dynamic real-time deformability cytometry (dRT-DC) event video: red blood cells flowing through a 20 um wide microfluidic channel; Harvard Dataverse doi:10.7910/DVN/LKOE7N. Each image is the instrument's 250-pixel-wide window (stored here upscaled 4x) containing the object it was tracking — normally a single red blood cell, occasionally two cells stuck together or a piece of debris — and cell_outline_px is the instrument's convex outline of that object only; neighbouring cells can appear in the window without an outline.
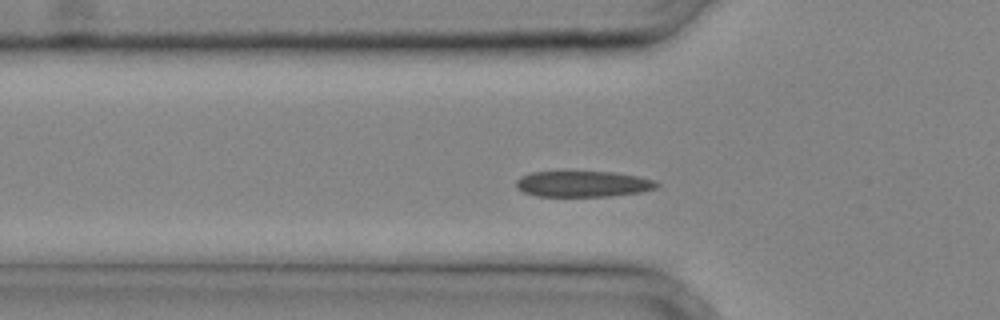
{"species": "common noctule bat (a hibernating species)", "species_latin": "Nyctalus noctula", "temperature_condition": "cold", "stored_images_in_passage": 27, "camera_frame_rate_fps": 3000, "um_per_image_px": 0.085, "animal": {"sex": "male", "body_mass_g": 20.4}, "frame": {"image": 1, "passage_image": 8, "time_ms": 2.333, "image_size_px": [1000, 320], "cell_outline_px": [[660, 184], [656, 188], [640, 192], [612, 196], [536, 196], [524, 192], [516, 184], [516, 180], [520, 176], [532, 172], [616, 172], [640, 176], [656, 180]], "centroid_in_image_um": [49.61, 15.63], "position_along_channel_um": 76.2, "area_um2": 21.27}}
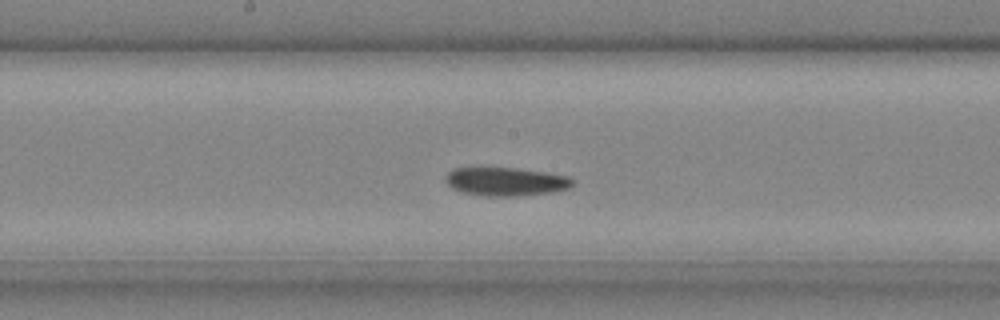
{"frame": {"image": 2, "passage_image": 15, "time_ms": 4.667, "image_size_px": [1000, 320], "cell_outline_px": [[572, 184], [568, 188], [552, 192], [520, 196], [484, 196], [464, 192], [452, 188], [444, 180], [444, 176], [448, 172], [456, 168], [480, 164], [516, 168], [544, 172], [568, 176], [572, 180]], "centroid_in_image_um": [42.89, 15.39], "position_along_channel_um": 205.3, "area_um2": 21.79}}
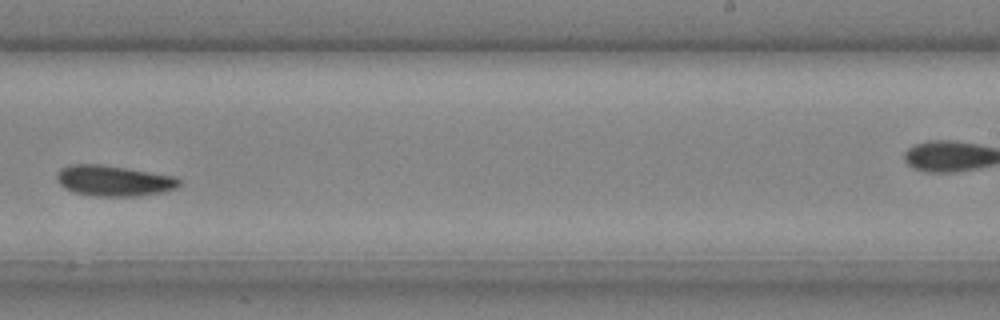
{"frame": {"image": 3, "passage_image": 19, "time_ms": 6.0, "image_size_px": [1000, 320], "cell_outline_px": [[180, 184], [176, 188], [160, 192], [136, 196], [92, 196], [72, 192], [64, 188], [56, 180], [56, 176], [60, 168], [68, 164], [100, 164], [128, 168], [176, 176], [180, 180]], "centroid_in_image_um": [9.63, 15.35], "position_along_channel_um": 279.4, "area_um2": 22.08}}